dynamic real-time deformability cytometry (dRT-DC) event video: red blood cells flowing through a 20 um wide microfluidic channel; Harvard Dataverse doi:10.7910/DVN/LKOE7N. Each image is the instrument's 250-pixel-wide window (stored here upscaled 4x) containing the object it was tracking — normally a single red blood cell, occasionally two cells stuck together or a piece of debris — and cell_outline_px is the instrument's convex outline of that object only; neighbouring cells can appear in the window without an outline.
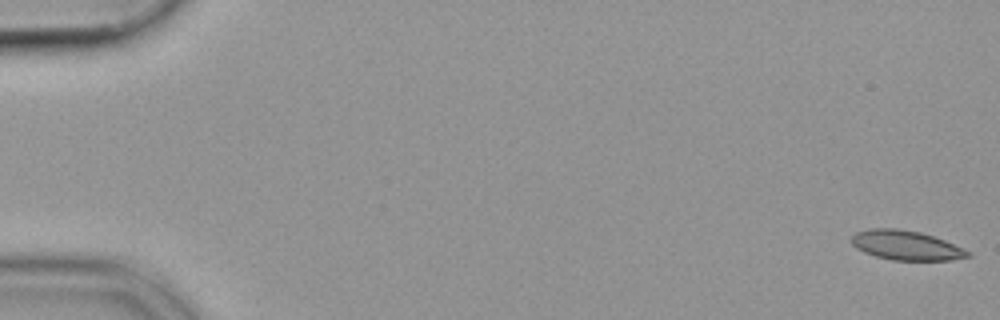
{"species": "common noctule bat (a hibernating species)", "species_latin": "Nyctalus noctula", "temperature_condition": "cold", "stored_images_in_passage": 54, "camera_frame_rate_fps": 3000, "um_per_image_px": 0.085, "animal": {"sex": "female", "body_mass_g": 19.9}, "frame": {"image": 1, "passage_image": 1, "time_ms": 0.0, "image_size_px": [1000, 320], "cell_outline_px": [[972, 256], [952, 260], [892, 260], [876, 256], [864, 252], [856, 248], [852, 244], [852, 236], [856, 232], [872, 228], [896, 228], [920, 232], [944, 240], [964, 248], [972, 252]], "centroid_in_image_um": [77.05, 20.85], "position_along_channel_um": 8.0, "area_um2": 20.0}}
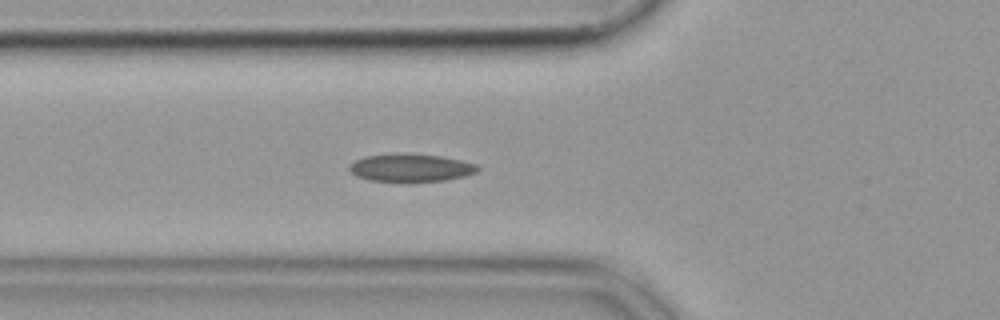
{"frame": {"image": 2, "passage_image": 20, "time_ms": 6.333, "image_size_px": [1000, 320], "cell_outline_px": [[480, 168], [476, 172], [464, 176], [444, 180], [368, 180], [356, 176], [348, 168], [348, 164], [364, 156], [396, 152], [440, 156], [460, 160], [476, 164]], "centroid_in_image_um": [34.87, 14.22], "position_along_channel_um": 90.9, "area_um2": 20.52}}
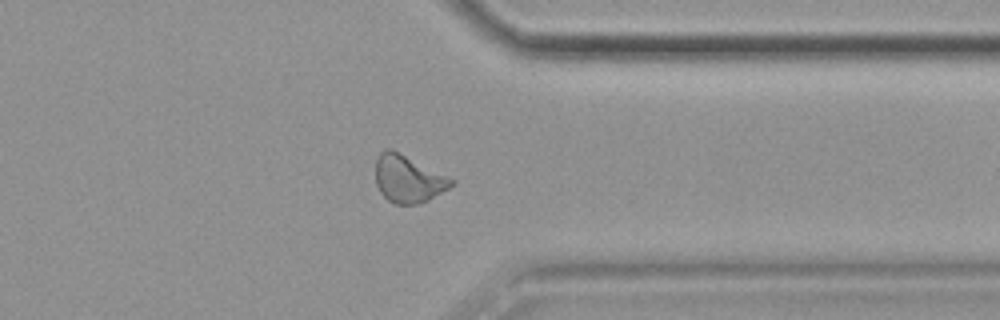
{"frame": {"image": 3, "passage_image": 43, "time_ms": 14.0, "image_size_px": [1000, 320], "cell_outline_px": [[456, 184], [428, 200], [420, 204], [396, 204], [388, 200], [380, 192], [376, 184], [376, 160], [380, 152], [384, 148], [392, 148], [456, 180]], "centroid_in_image_um": [34.7, 15.19], "position_along_channel_um": 376.7, "area_um2": 21.1}}